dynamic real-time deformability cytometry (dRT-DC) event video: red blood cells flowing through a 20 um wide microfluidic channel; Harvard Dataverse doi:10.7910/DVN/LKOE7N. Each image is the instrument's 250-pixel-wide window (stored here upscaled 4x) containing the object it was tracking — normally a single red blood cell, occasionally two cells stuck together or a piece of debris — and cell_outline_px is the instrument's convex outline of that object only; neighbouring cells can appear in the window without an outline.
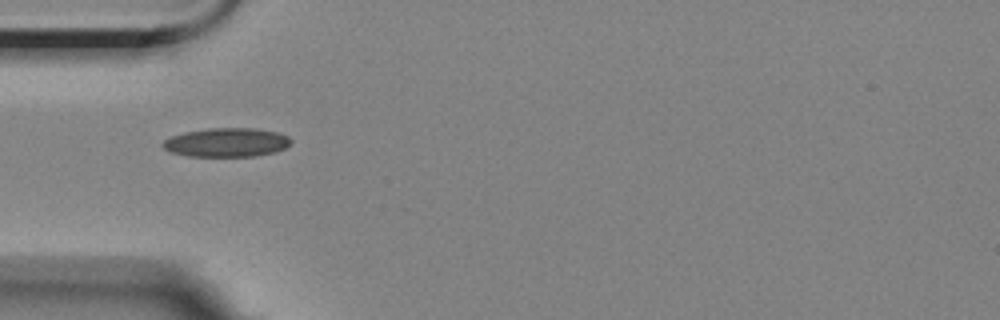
{"species": "Egyptian fruit bat (a non-hibernating species)", "species_latin": "Rousettus aegyptiacus", "temperature_condition": "room temperature", "stored_images_in_passage": 17, "camera_frame_rate_fps": 3000, "um_per_image_px": 0.085, "animal": {"sex": "female"}, "frame": {"image": 1, "passage_image": 1, "time_ms": 0.0, "image_size_px": [1000, 320], "cell_outline_px": [[292, 144], [284, 148], [272, 152], [256, 156], [188, 156], [172, 152], [164, 148], [160, 144], [164, 140], [172, 136], [184, 132], [208, 128], [256, 128], [280, 132], [288, 136], [292, 140]], "centroid_in_image_um": [19.29, 12.09], "position_along_channel_um": 65.7, "area_um2": 21.68}}
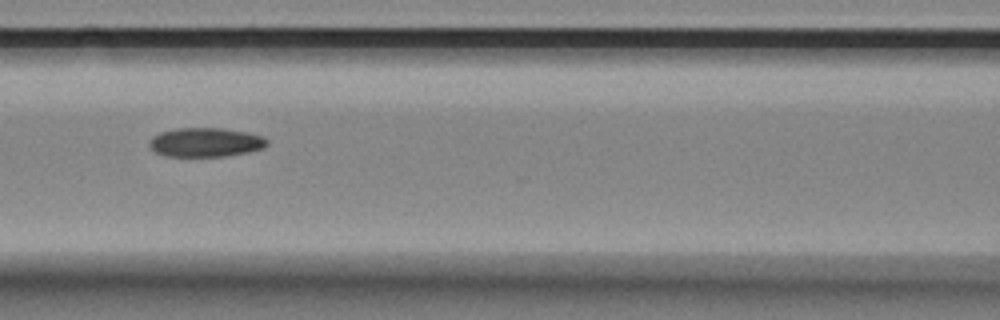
{"frame": {"image": 2, "passage_image": 8, "time_ms": 2.333, "image_size_px": [1000, 320], "cell_outline_px": [[268, 144], [264, 148], [248, 152], [224, 156], [164, 156], [156, 152], [148, 144], [148, 140], [152, 136], [160, 132], [176, 128], [220, 128], [248, 132], [264, 136], [268, 140]], "centroid_in_image_um": [17.48, 12.09], "position_along_channel_um": 149.1, "area_um2": 20.11}}